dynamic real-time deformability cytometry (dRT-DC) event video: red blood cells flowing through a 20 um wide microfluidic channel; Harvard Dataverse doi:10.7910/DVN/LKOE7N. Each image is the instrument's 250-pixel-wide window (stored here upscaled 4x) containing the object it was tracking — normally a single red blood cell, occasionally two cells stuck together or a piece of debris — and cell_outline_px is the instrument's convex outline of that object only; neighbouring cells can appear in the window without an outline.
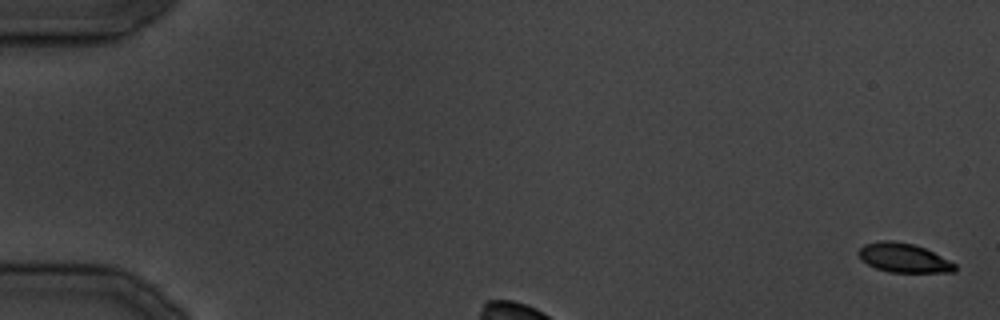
{"species": "common noctule bat (a hibernating species)", "species_latin": "Nyctalus noctula", "temperature_condition": "cold", "stored_images_in_passage": 5, "camera_frame_rate_fps": 3000, "um_per_image_px": 0.085, "animal": {"sex": "male", "body_mass_g": 19.5, "forearm_length_mm": 54.6}, "frame": {"image": 1, "passage_image": 1, "time_ms": 0.0, "image_size_px": [1000, 320], "cell_outline_px": [[956, 272], [888, 272], [876, 268], [860, 260], [856, 252], [864, 244], [880, 240], [892, 240], [912, 244], [924, 248], [956, 264]], "centroid_in_image_um": [76.76, 21.92], "position_along_channel_um": 8.2, "area_um2": 16.36}}